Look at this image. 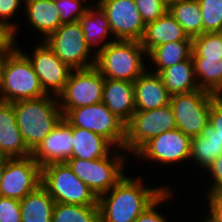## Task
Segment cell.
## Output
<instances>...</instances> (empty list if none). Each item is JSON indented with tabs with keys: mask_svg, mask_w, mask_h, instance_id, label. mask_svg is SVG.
Masks as SVG:
<instances>
[{
	"mask_svg": "<svg viewBox=\"0 0 222 222\" xmlns=\"http://www.w3.org/2000/svg\"><path fill=\"white\" fill-rule=\"evenodd\" d=\"M141 175H125L110 191L98 197L100 222H135L167 188L148 186ZM147 185H145V184Z\"/></svg>",
	"mask_w": 222,
	"mask_h": 222,
	"instance_id": "cell-1",
	"label": "cell"
},
{
	"mask_svg": "<svg viewBox=\"0 0 222 222\" xmlns=\"http://www.w3.org/2000/svg\"><path fill=\"white\" fill-rule=\"evenodd\" d=\"M12 103L18 128L31 152L63 118L58 99L52 95Z\"/></svg>",
	"mask_w": 222,
	"mask_h": 222,
	"instance_id": "cell-2",
	"label": "cell"
},
{
	"mask_svg": "<svg viewBox=\"0 0 222 222\" xmlns=\"http://www.w3.org/2000/svg\"><path fill=\"white\" fill-rule=\"evenodd\" d=\"M145 57L139 41L115 40L96 55L95 67L104 78L134 82L148 68Z\"/></svg>",
	"mask_w": 222,
	"mask_h": 222,
	"instance_id": "cell-3",
	"label": "cell"
},
{
	"mask_svg": "<svg viewBox=\"0 0 222 222\" xmlns=\"http://www.w3.org/2000/svg\"><path fill=\"white\" fill-rule=\"evenodd\" d=\"M124 152V153H123ZM128 154L116 148L109 156L94 160L70 158L67 163L73 173L99 197L110 191L126 174Z\"/></svg>",
	"mask_w": 222,
	"mask_h": 222,
	"instance_id": "cell-4",
	"label": "cell"
},
{
	"mask_svg": "<svg viewBox=\"0 0 222 222\" xmlns=\"http://www.w3.org/2000/svg\"><path fill=\"white\" fill-rule=\"evenodd\" d=\"M32 63L18 48L9 56L2 79L0 101L38 99L46 96Z\"/></svg>",
	"mask_w": 222,
	"mask_h": 222,
	"instance_id": "cell-5",
	"label": "cell"
},
{
	"mask_svg": "<svg viewBox=\"0 0 222 222\" xmlns=\"http://www.w3.org/2000/svg\"><path fill=\"white\" fill-rule=\"evenodd\" d=\"M41 185L55 203L98 205V197L73 173L67 162L42 167Z\"/></svg>",
	"mask_w": 222,
	"mask_h": 222,
	"instance_id": "cell-6",
	"label": "cell"
},
{
	"mask_svg": "<svg viewBox=\"0 0 222 222\" xmlns=\"http://www.w3.org/2000/svg\"><path fill=\"white\" fill-rule=\"evenodd\" d=\"M176 128V118L170 104L153 110L135 111L125 124L123 149L133 156L151 138Z\"/></svg>",
	"mask_w": 222,
	"mask_h": 222,
	"instance_id": "cell-7",
	"label": "cell"
},
{
	"mask_svg": "<svg viewBox=\"0 0 222 222\" xmlns=\"http://www.w3.org/2000/svg\"><path fill=\"white\" fill-rule=\"evenodd\" d=\"M63 118L74 127L90 130L123 149L125 123L101 102L68 110Z\"/></svg>",
	"mask_w": 222,
	"mask_h": 222,
	"instance_id": "cell-8",
	"label": "cell"
},
{
	"mask_svg": "<svg viewBox=\"0 0 222 222\" xmlns=\"http://www.w3.org/2000/svg\"><path fill=\"white\" fill-rule=\"evenodd\" d=\"M44 42L72 70L95 66L96 55L87 46L78 21L62 24Z\"/></svg>",
	"mask_w": 222,
	"mask_h": 222,
	"instance_id": "cell-9",
	"label": "cell"
},
{
	"mask_svg": "<svg viewBox=\"0 0 222 222\" xmlns=\"http://www.w3.org/2000/svg\"><path fill=\"white\" fill-rule=\"evenodd\" d=\"M217 97L199 89L189 93L171 95L170 105L177 128L191 138L203 134L209 122L211 102Z\"/></svg>",
	"mask_w": 222,
	"mask_h": 222,
	"instance_id": "cell-10",
	"label": "cell"
},
{
	"mask_svg": "<svg viewBox=\"0 0 222 222\" xmlns=\"http://www.w3.org/2000/svg\"><path fill=\"white\" fill-rule=\"evenodd\" d=\"M104 82L105 78L95 66L72 70L57 96L62 115L74 108L101 103Z\"/></svg>",
	"mask_w": 222,
	"mask_h": 222,
	"instance_id": "cell-11",
	"label": "cell"
},
{
	"mask_svg": "<svg viewBox=\"0 0 222 222\" xmlns=\"http://www.w3.org/2000/svg\"><path fill=\"white\" fill-rule=\"evenodd\" d=\"M191 137L178 128L160 133L147 141L134 155V160L152 161L155 165L176 166L190 158ZM137 158V159H136Z\"/></svg>",
	"mask_w": 222,
	"mask_h": 222,
	"instance_id": "cell-12",
	"label": "cell"
},
{
	"mask_svg": "<svg viewBox=\"0 0 222 222\" xmlns=\"http://www.w3.org/2000/svg\"><path fill=\"white\" fill-rule=\"evenodd\" d=\"M105 12L114 40L139 41L145 31V23L135 0H97Z\"/></svg>",
	"mask_w": 222,
	"mask_h": 222,
	"instance_id": "cell-13",
	"label": "cell"
},
{
	"mask_svg": "<svg viewBox=\"0 0 222 222\" xmlns=\"http://www.w3.org/2000/svg\"><path fill=\"white\" fill-rule=\"evenodd\" d=\"M41 185V167L31 157L8 159L0 185V196L22 200Z\"/></svg>",
	"mask_w": 222,
	"mask_h": 222,
	"instance_id": "cell-14",
	"label": "cell"
},
{
	"mask_svg": "<svg viewBox=\"0 0 222 222\" xmlns=\"http://www.w3.org/2000/svg\"><path fill=\"white\" fill-rule=\"evenodd\" d=\"M33 49V52L30 51L31 55L26 51L22 52L32 63L44 92L57 97L63 91L72 69L62 62L44 41H39Z\"/></svg>",
	"mask_w": 222,
	"mask_h": 222,
	"instance_id": "cell-15",
	"label": "cell"
},
{
	"mask_svg": "<svg viewBox=\"0 0 222 222\" xmlns=\"http://www.w3.org/2000/svg\"><path fill=\"white\" fill-rule=\"evenodd\" d=\"M73 126L62 118L53 130L31 152L42 168L52 163L67 162L72 156Z\"/></svg>",
	"mask_w": 222,
	"mask_h": 222,
	"instance_id": "cell-16",
	"label": "cell"
},
{
	"mask_svg": "<svg viewBox=\"0 0 222 222\" xmlns=\"http://www.w3.org/2000/svg\"><path fill=\"white\" fill-rule=\"evenodd\" d=\"M133 85L136 111L153 110L170 104L171 94L160 74L146 69Z\"/></svg>",
	"mask_w": 222,
	"mask_h": 222,
	"instance_id": "cell-17",
	"label": "cell"
},
{
	"mask_svg": "<svg viewBox=\"0 0 222 222\" xmlns=\"http://www.w3.org/2000/svg\"><path fill=\"white\" fill-rule=\"evenodd\" d=\"M0 149L9 159L31 156L18 128L11 102L0 101Z\"/></svg>",
	"mask_w": 222,
	"mask_h": 222,
	"instance_id": "cell-18",
	"label": "cell"
},
{
	"mask_svg": "<svg viewBox=\"0 0 222 222\" xmlns=\"http://www.w3.org/2000/svg\"><path fill=\"white\" fill-rule=\"evenodd\" d=\"M84 32V39L90 50L97 55L109 43L115 41L111 34L109 21L105 12L96 3L92 2L87 11L78 19ZM110 37V38H109Z\"/></svg>",
	"mask_w": 222,
	"mask_h": 222,
	"instance_id": "cell-19",
	"label": "cell"
},
{
	"mask_svg": "<svg viewBox=\"0 0 222 222\" xmlns=\"http://www.w3.org/2000/svg\"><path fill=\"white\" fill-rule=\"evenodd\" d=\"M102 102L126 124L136 111L133 82L105 78Z\"/></svg>",
	"mask_w": 222,
	"mask_h": 222,
	"instance_id": "cell-20",
	"label": "cell"
},
{
	"mask_svg": "<svg viewBox=\"0 0 222 222\" xmlns=\"http://www.w3.org/2000/svg\"><path fill=\"white\" fill-rule=\"evenodd\" d=\"M23 7L26 22H29L32 31L34 29L41 35L40 41H44L62 25L54 0H24Z\"/></svg>",
	"mask_w": 222,
	"mask_h": 222,
	"instance_id": "cell-21",
	"label": "cell"
},
{
	"mask_svg": "<svg viewBox=\"0 0 222 222\" xmlns=\"http://www.w3.org/2000/svg\"><path fill=\"white\" fill-rule=\"evenodd\" d=\"M187 38L188 35L184 32L183 27L167 11L154 22L146 24L140 43L148 54L159 45Z\"/></svg>",
	"mask_w": 222,
	"mask_h": 222,
	"instance_id": "cell-22",
	"label": "cell"
},
{
	"mask_svg": "<svg viewBox=\"0 0 222 222\" xmlns=\"http://www.w3.org/2000/svg\"><path fill=\"white\" fill-rule=\"evenodd\" d=\"M116 147L105 137L90 130L73 126L71 158L94 160L109 156Z\"/></svg>",
	"mask_w": 222,
	"mask_h": 222,
	"instance_id": "cell-23",
	"label": "cell"
},
{
	"mask_svg": "<svg viewBox=\"0 0 222 222\" xmlns=\"http://www.w3.org/2000/svg\"><path fill=\"white\" fill-rule=\"evenodd\" d=\"M192 52L191 37L186 40L164 43L147 54V64L149 65L147 67L150 71L160 74L164 69L191 58Z\"/></svg>",
	"mask_w": 222,
	"mask_h": 222,
	"instance_id": "cell-24",
	"label": "cell"
},
{
	"mask_svg": "<svg viewBox=\"0 0 222 222\" xmlns=\"http://www.w3.org/2000/svg\"><path fill=\"white\" fill-rule=\"evenodd\" d=\"M160 76L171 95L189 93L200 89L195 77L192 57L164 69Z\"/></svg>",
	"mask_w": 222,
	"mask_h": 222,
	"instance_id": "cell-25",
	"label": "cell"
},
{
	"mask_svg": "<svg viewBox=\"0 0 222 222\" xmlns=\"http://www.w3.org/2000/svg\"><path fill=\"white\" fill-rule=\"evenodd\" d=\"M54 199L40 185L20 200L22 222H52Z\"/></svg>",
	"mask_w": 222,
	"mask_h": 222,
	"instance_id": "cell-26",
	"label": "cell"
},
{
	"mask_svg": "<svg viewBox=\"0 0 222 222\" xmlns=\"http://www.w3.org/2000/svg\"><path fill=\"white\" fill-rule=\"evenodd\" d=\"M195 77L200 89L222 96V59L192 58Z\"/></svg>",
	"mask_w": 222,
	"mask_h": 222,
	"instance_id": "cell-27",
	"label": "cell"
},
{
	"mask_svg": "<svg viewBox=\"0 0 222 222\" xmlns=\"http://www.w3.org/2000/svg\"><path fill=\"white\" fill-rule=\"evenodd\" d=\"M168 12L183 27L188 37L203 34V22L198 0H180L173 4Z\"/></svg>",
	"mask_w": 222,
	"mask_h": 222,
	"instance_id": "cell-28",
	"label": "cell"
},
{
	"mask_svg": "<svg viewBox=\"0 0 222 222\" xmlns=\"http://www.w3.org/2000/svg\"><path fill=\"white\" fill-rule=\"evenodd\" d=\"M222 154V143L213 134H201L191 139L189 160L196 169L204 171L217 157ZM197 166V167H196Z\"/></svg>",
	"mask_w": 222,
	"mask_h": 222,
	"instance_id": "cell-29",
	"label": "cell"
},
{
	"mask_svg": "<svg viewBox=\"0 0 222 222\" xmlns=\"http://www.w3.org/2000/svg\"><path fill=\"white\" fill-rule=\"evenodd\" d=\"M52 222H100L99 206L55 203Z\"/></svg>",
	"mask_w": 222,
	"mask_h": 222,
	"instance_id": "cell-30",
	"label": "cell"
},
{
	"mask_svg": "<svg viewBox=\"0 0 222 222\" xmlns=\"http://www.w3.org/2000/svg\"><path fill=\"white\" fill-rule=\"evenodd\" d=\"M192 58L222 59V32H208L192 38Z\"/></svg>",
	"mask_w": 222,
	"mask_h": 222,
	"instance_id": "cell-31",
	"label": "cell"
},
{
	"mask_svg": "<svg viewBox=\"0 0 222 222\" xmlns=\"http://www.w3.org/2000/svg\"><path fill=\"white\" fill-rule=\"evenodd\" d=\"M203 33L222 32V0H198Z\"/></svg>",
	"mask_w": 222,
	"mask_h": 222,
	"instance_id": "cell-32",
	"label": "cell"
},
{
	"mask_svg": "<svg viewBox=\"0 0 222 222\" xmlns=\"http://www.w3.org/2000/svg\"><path fill=\"white\" fill-rule=\"evenodd\" d=\"M86 1L88 0H54L55 8L59 9L61 24L78 21L91 4Z\"/></svg>",
	"mask_w": 222,
	"mask_h": 222,
	"instance_id": "cell-33",
	"label": "cell"
},
{
	"mask_svg": "<svg viewBox=\"0 0 222 222\" xmlns=\"http://www.w3.org/2000/svg\"><path fill=\"white\" fill-rule=\"evenodd\" d=\"M174 192L175 191L173 188H167L150 206H148L137 217L135 222H170V220H168L167 214H163L162 210L160 212L158 211V209L162 207V204L165 205V203L167 204L168 200L171 201V198H174Z\"/></svg>",
	"mask_w": 222,
	"mask_h": 222,
	"instance_id": "cell-34",
	"label": "cell"
},
{
	"mask_svg": "<svg viewBox=\"0 0 222 222\" xmlns=\"http://www.w3.org/2000/svg\"><path fill=\"white\" fill-rule=\"evenodd\" d=\"M24 0H0V21L3 22L9 29L13 31L14 40L17 42L19 25L22 23L14 20V16L23 10ZM20 7V8H19ZM20 11V12H19ZM14 20V21H13ZM19 23V25H18Z\"/></svg>",
	"mask_w": 222,
	"mask_h": 222,
	"instance_id": "cell-35",
	"label": "cell"
},
{
	"mask_svg": "<svg viewBox=\"0 0 222 222\" xmlns=\"http://www.w3.org/2000/svg\"><path fill=\"white\" fill-rule=\"evenodd\" d=\"M135 3L145 25L154 22L168 11L161 0H135Z\"/></svg>",
	"mask_w": 222,
	"mask_h": 222,
	"instance_id": "cell-36",
	"label": "cell"
},
{
	"mask_svg": "<svg viewBox=\"0 0 222 222\" xmlns=\"http://www.w3.org/2000/svg\"><path fill=\"white\" fill-rule=\"evenodd\" d=\"M203 134H213L222 143V96H217L210 106L209 122Z\"/></svg>",
	"mask_w": 222,
	"mask_h": 222,
	"instance_id": "cell-37",
	"label": "cell"
},
{
	"mask_svg": "<svg viewBox=\"0 0 222 222\" xmlns=\"http://www.w3.org/2000/svg\"><path fill=\"white\" fill-rule=\"evenodd\" d=\"M0 222H22L20 200L0 196Z\"/></svg>",
	"mask_w": 222,
	"mask_h": 222,
	"instance_id": "cell-38",
	"label": "cell"
},
{
	"mask_svg": "<svg viewBox=\"0 0 222 222\" xmlns=\"http://www.w3.org/2000/svg\"><path fill=\"white\" fill-rule=\"evenodd\" d=\"M204 175L211 179V184L204 194L222 192V154L217 157L205 170ZM208 172V173H207Z\"/></svg>",
	"mask_w": 222,
	"mask_h": 222,
	"instance_id": "cell-39",
	"label": "cell"
},
{
	"mask_svg": "<svg viewBox=\"0 0 222 222\" xmlns=\"http://www.w3.org/2000/svg\"><path fill=\"white\" fill-rule=\"evenodd\" d=\"M205 200L208 208L204 217L209 222H222V192L206 194Z\"/></svg>",
	"mask_w": 222,
	"mask_h": 222,
	"instance_id": "cell-40",
	"label": "cell"
},
{
	"mask_svg": "<svg viewBox=\"0 0 222 222\" xmlns=\"http://www.w3.org/2000/svg\"><path fill=\"white\" fill-rule=\"evenodd\" d=\"M18 42L13 40L4 50H0V90L4 75V68L9 56L18 48Z\"/></svg>",
	"mask_w": 222,
	"mask_h": 222,
	"instance_id": "cell-41",
	"label": "cell"
},
{
	"mask_svg": "<svg viewBox=\"0 0 222 222\" xmlns=\"http://www.w3.org/2000/svg\"><path fill=\"white\" fill-rule=\"evenodd\" d=\"M13 40V31L0 21V50H4Z\"/></svg>",
	"mask_w": 222,
	"mask_h": 222,
	"instance_id": "cell-42",
	"label": "cell"
},
{
	"mask_svg": "<svg viewBox=\"0 0 222 222\" xmlns=\"http://www.w3.org/2000/svg\"><path fill=\"white\" fill-rule=\"evenodd\" d=\"M161 1L166 6V8L169 9L173 4H176L180 0H161Z\"/></svg>",
	"mask_w": 222,
	"mask_h": 222,
	"instance_id": "cell-43",
	"label": "cell"
},
{
	"mask_svg": "<svg viewBox=\"0 0 222 222\" xmlns=\"http://www.w3.org/2000/svg\"><path fill=\"white\" fill-rule=\"evenodd\" d=\"M9 158L0 149V164H5Z\"/></svg>",
	"mask_w": 222,
	"mask_h": 222,
	"instance_id": "cell-44",
	"label": "cell"
},
{
	"mask_svg": "<svg viewBox=\"0 0 222 222\" xmlns=\"http://www.w3.org/2000/svg\"><path fill=\"white\" fill-rule=\"evenodd\" d=\"M3 172H4V164H0V185H1V181H2Z\"/></svg>",
	"mask_w": 222,
	"mask_h": 222,
	"instance_id": "cell-45",
	"label": "cell"
},
{
	"mask_svg": "<svg viewBox=\"0 0 222 222\" xmlns=\"http://www.w3.org/2000/svg\"><path fill=\"white\" fill-rule=\"evenodd\" d=\"M204 220L200 221V222H209L205 217L203 218Z\"/></svg>",
	"mask_w": 222,
	"mask_h": 222,
	"instance_id": "cell-46",
	"label": "cell"
}]
</instances>
